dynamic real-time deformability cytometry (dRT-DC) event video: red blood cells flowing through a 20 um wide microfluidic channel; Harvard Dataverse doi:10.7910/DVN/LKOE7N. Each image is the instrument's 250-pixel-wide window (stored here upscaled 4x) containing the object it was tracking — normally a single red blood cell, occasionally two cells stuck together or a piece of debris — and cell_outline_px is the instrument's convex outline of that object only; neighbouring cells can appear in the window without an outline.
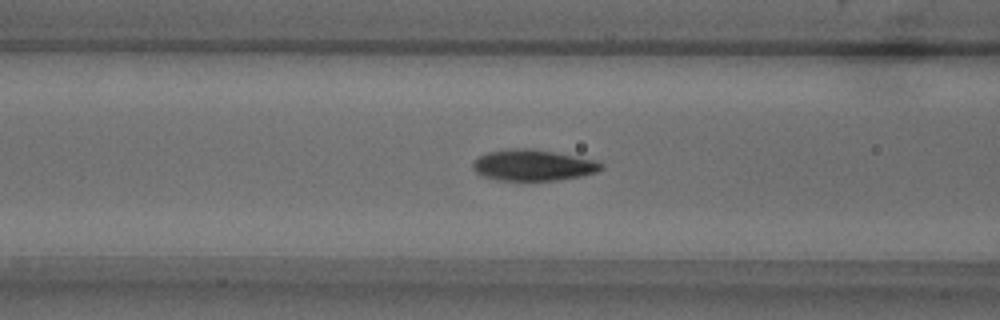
{"species": "common noctule bat (a hibernating species)", "species_latin": "Nyctalus noctula", "temperature_condition": "warm", "stored_images_in_passage": 37, "camera_frame_rate_fps": 3000, "um_per_image_px": 0.085, "animal": {"sex": "male", "body_mass_g": 18.8}, "frame": {"image": 1, "passage_image": 5, "time_ms": 1.333, "image_size_px": [1000, 320], "cell_outline_px": [[604, 168], [596, 172], [580, 176], [556, 180], [496, 180], [484, 176], [476, 172], [472, 168], [472, 164], [480, 156], [488, 152], [508, 148], [532, 148], [596, 160], [604, 164]], "centroid_in_image_um": [45.32, 14.03], "position_along_channel_um": 121.3, "area_um2": 23.18}}
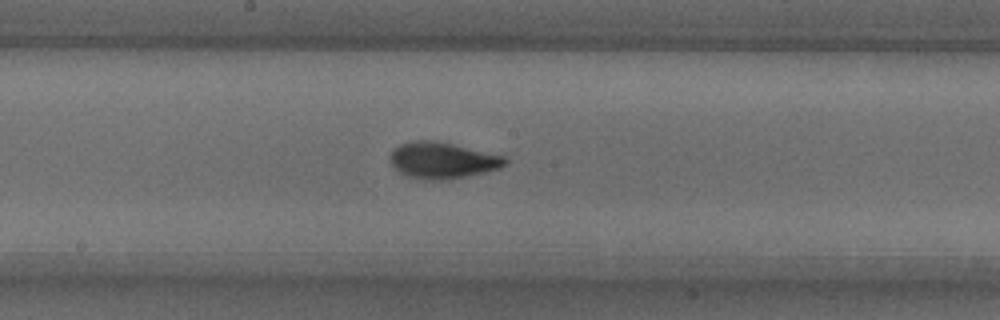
{"frame": {"image": 2, "passage_image": 12, "time_ms": 3.667, "image_size_px": [1000, 320], "cell_outline_px": [[508, 164], [500, 168], [484, 172], [448, 180], [424, 180], [408, 176], [400, 172], [392, 164], [388, 156], [392, 148], [400, 144], [416, 140], [432, 140], [452, 144], [508, 156]], "centroid_in_image_um": [37.62, 13.63], "position_along_channel_um": 210.6, "area_um2": 24.57}}
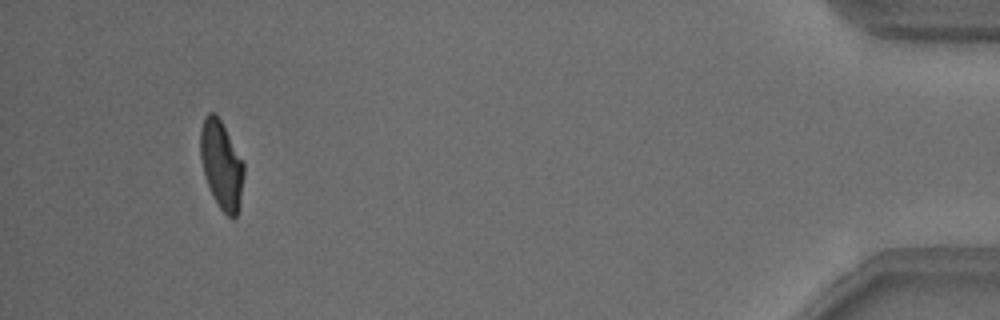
{"frame": {"image": 3, "passage_image": 34, "time_ms": 11.0, "image_size_px": [1000, 320], "cell_outline_px": [[244, 176], [240, 208], [236, 216], [232, 220], [220, 208], [204, 176], [200, 156], [200, 128], [204, 116], [208, 112], [216, 112], [244, 164]], "centroid_in_image_um": [18.82, 14.0], "position_along_channel_um": 416.4, "area_um2": 22.31}}